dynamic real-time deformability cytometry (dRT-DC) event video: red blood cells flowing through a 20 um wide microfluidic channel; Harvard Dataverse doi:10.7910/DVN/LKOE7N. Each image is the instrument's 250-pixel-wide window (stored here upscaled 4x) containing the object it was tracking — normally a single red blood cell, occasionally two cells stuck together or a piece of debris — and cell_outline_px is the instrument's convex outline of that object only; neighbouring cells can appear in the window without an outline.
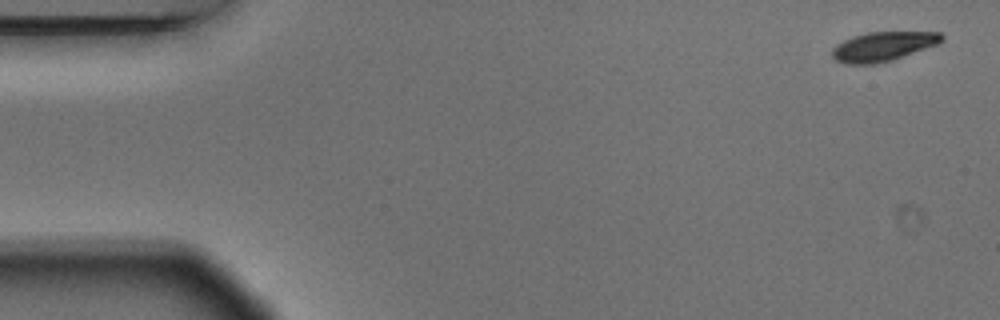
{"species": "Egyptian fruit bat (a non-hibernating species)", "species_latin": "Rousettus aegyptiacus", "temperature_condition": "warm", "stored_images_in_passage": 3, "camera_frame_rate_fps": 3000, "um_per_image_px": 0.085, "animal": {"sex": "male"}, "frame": {"image": 1, "passage_image": 1, "time_ms": 0.0, "image_size_px": [1000, 320], "cell_outline_px": [[944, 40], [940, 44], [892, 60], [876, 64], [844, 64], [836, 60], [832, 56], [832, 48], [836, 44], [852, 36], [868, 32], [940, 32], [944, 36]], "centroid_in_image_um": [75.08, 3.95], "position_along_channel_um": 9.9, "area_um2": 18.96}}